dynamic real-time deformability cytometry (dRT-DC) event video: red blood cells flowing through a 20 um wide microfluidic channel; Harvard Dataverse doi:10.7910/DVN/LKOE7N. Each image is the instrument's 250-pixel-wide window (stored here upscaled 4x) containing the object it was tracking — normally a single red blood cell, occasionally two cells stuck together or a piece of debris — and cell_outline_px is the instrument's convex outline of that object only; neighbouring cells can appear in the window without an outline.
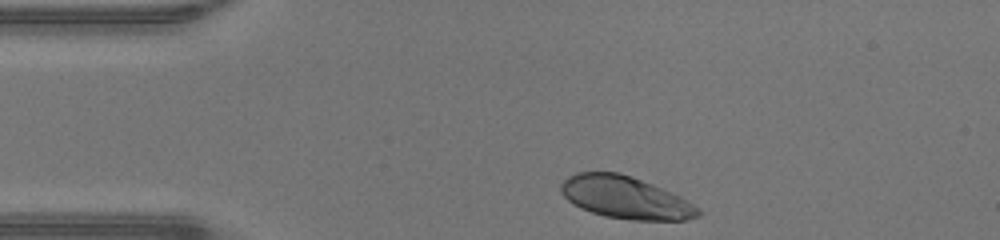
{"species": "human", "species_latin": "Homo sapiens", "temperature_condition": "warm", "stored_images_in_passage": 30, "camera_frame_rate_fps": 3000, "um_per_image_px": 0.085, "donor": {"sex": "male"}, "frame": {"image": 1, "passage_image": 1, "time_ms": 0.0, "image_size_px": [1000, 240], "cell_outline_px": [[700, 216], [688, 220], [632, 220], [604, 216], [580, 208], [568, 200], [560, 192], [560, 184], [568, 176], [576, 172], [620, 172], [652, 184], [680, 196], [692, 204], [700, 212]], "centroid_in_image_um": [53.13, 16.79], "position_along_channel_um": 31.9, "area_um2": 33.7}}
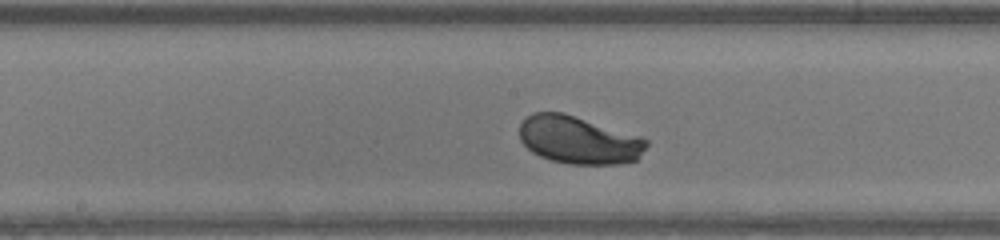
{"frame": {"image": 2, "passage_image": 16, "time_ms": 5.0, "image_size_px": [1000, 240], "cell_outline_px": [[648, 144], [640, 156], [636, 160], [620, 164], [568, 164], [552, 160], [540, 156], [532, 152], [520, 140], [520, 124], [532, 112], [564, 112], [640, 136], [648, 140]], "centroid_in_image_um": [49.2, 11.9], "position_along_channel_um": 199.0, "area_um2": 35.37}}
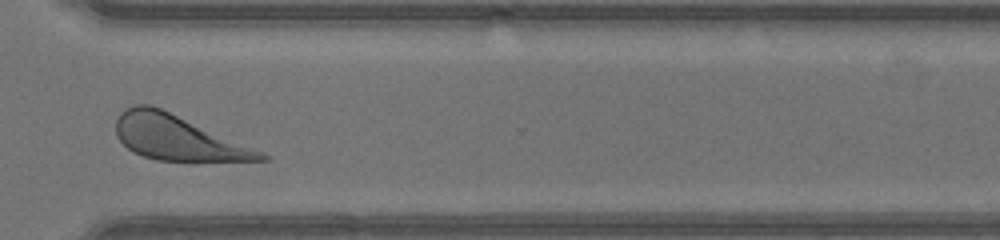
{"frame": {"image": 3, "passage_image": 27, "time_ms": 8.667, "image_size_px": [1000, 240], "cell_outline_px": [[272, 160], [160, 160], [144, 156], [132, 152], [116, 136], [116, 120], [120, 112], [136, 104], [152, 104], [264, 152], [272, 156]], "centroid_in_image_um": [15.08, 11.69], "position_along_channel_um": 355.5, "area_um2": 37.4}, "authors_computed_cell_mechanics": {"area_um2": 35.5181, "velocity_mm_per_s": 4.2826, "shape_relaxation_time_tau1_ms": 1.5135, "shape_relaxation_time_tau2_ms": null, "deformation_change_tau1": 0.1547, "deformation_change_tau2": null}}